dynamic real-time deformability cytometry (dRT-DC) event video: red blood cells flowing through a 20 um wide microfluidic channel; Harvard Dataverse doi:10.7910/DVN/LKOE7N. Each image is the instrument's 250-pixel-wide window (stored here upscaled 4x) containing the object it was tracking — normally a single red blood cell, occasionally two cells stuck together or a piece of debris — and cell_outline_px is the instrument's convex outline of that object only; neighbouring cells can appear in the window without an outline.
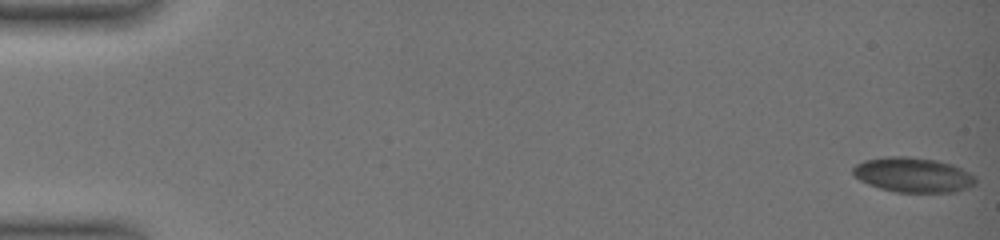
{"species": "common noctule bat (a hibernating species)", "species_latin": "Nyctalus noctula", "temperature_condition": "warm", "stored_images_in_passage": 51, "camera_frame_rate_fps": 3000, "um_per_image_px": 0.085, "animal": {"sex": "female", "body_mass_g": 19.0, "forearm_length_mm": 51.5}, "frame": {"image": 1, "passage_image": 1, "time_ms": 0.0, "image_size_px": [1000, 240], "cell_outline_px": [[976, 184], [952, 192], [896, 192], [880, 188], [868, 184], [860, 180], [852, 172], [852, 168], [856, 164], [864, 160], [888, 156], [908, 156], [936, 160], [952, 164], [976, 176]], "centroid_in_image_um": [77.59, 14.85], "position_along_channel_um": 7.4, "area_um2": 24.8}}
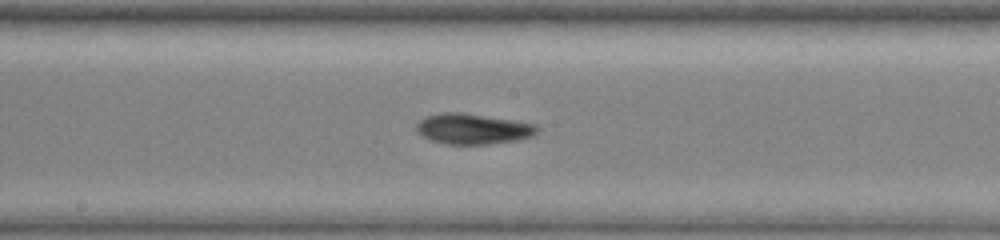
{"frame": {"image": 2, "passage_image": 30, "time_ms": 9.667, "image_size_px": [1000, 240], "cell_outline_px": [[540, 128], [532, 136], [520, 140], [488, 144], [444, 144], [428, 140], [420, 136], [416, 132], [416, 124], [424, 116], [440, 112], [464, 112], [536, 124]], "centroid_in_image_um": [40.14, 10.95], "position_along_channel_um": 208.1, "area_um2": 21.91}}
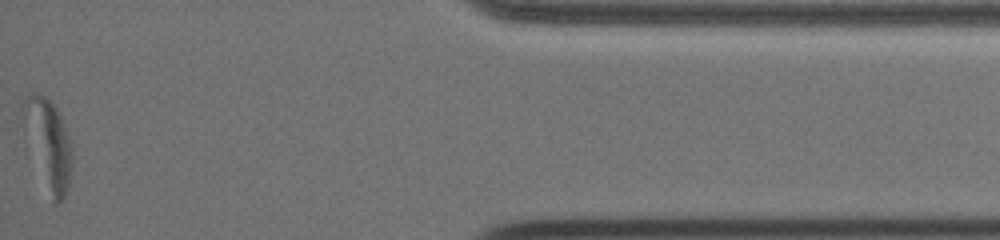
{"frame": {"image": 3, "passage_image": 51, "time_ms": 16.667, "image_size_px": [1000, 240], "cell_outline_px": [[72, 168], [68, 188], [60, 204], [52, 204], [24, 128], [20, 108], [24, 100], [32, 92], [44, 96], [52, 100], [60, 116], [68, 136], [72, 148]], "centroid_in_image_um": [4.12, 12.24], "position_along_channel_um": 431.1, "area_um2": 25.26}, "authors_computed_cell_mechanics": {"area_um2": 23.12, "velocity_mm_per_s": 3.9035, "shape_relaxation_time_tau1_ms": null, "shape_relaxation_time_tau2_ms": 2.5623, "deformation_change_tau1": null, "deformation_change_tau2": 0.0966}}